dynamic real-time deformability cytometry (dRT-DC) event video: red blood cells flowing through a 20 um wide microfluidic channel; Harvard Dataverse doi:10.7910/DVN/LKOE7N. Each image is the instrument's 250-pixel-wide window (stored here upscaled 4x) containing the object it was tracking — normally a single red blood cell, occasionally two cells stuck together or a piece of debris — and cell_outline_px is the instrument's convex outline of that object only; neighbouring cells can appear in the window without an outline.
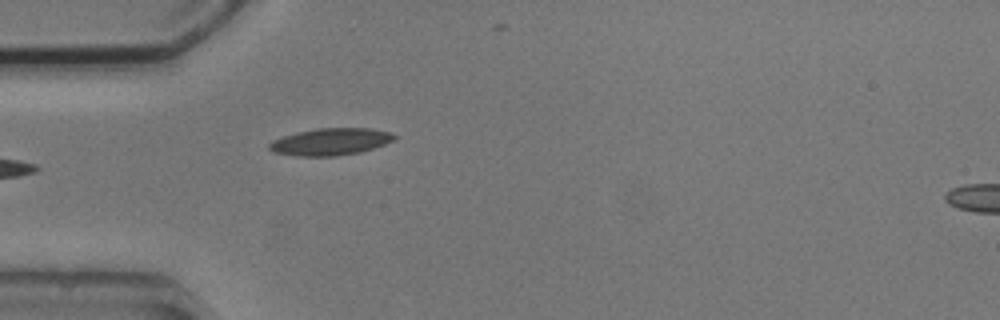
{"species": "common noctule bat (a hibernating species)", "species_latin": "Nyctalus noctula", "temperature_condition": "cold", "stored_images_in_passage": 4, "camera_frame_rate_fps": 3000, "um_per_image_px": 0.085, "animal": {"sex": "male", "body_mass_g": 20.5, "forearm_length_mm": 52.5}, "frame": {"image": 1, "passage_image": 3, "time_ms": 2.333, "image_size_px": [1000, 320], "cell_outline_px": [[400, 136], [384, 144], [360, 152], [336, 156], [296, 156], [272, 152], [268, 148], [268, 144], [272, 140], [296, 132], [316, 128], [372, 128], [392, 132]], "centroid_in_image_um": [28.09, 12.04], "position_along_channel_um": 56.9, "area_um2": 19.88}}